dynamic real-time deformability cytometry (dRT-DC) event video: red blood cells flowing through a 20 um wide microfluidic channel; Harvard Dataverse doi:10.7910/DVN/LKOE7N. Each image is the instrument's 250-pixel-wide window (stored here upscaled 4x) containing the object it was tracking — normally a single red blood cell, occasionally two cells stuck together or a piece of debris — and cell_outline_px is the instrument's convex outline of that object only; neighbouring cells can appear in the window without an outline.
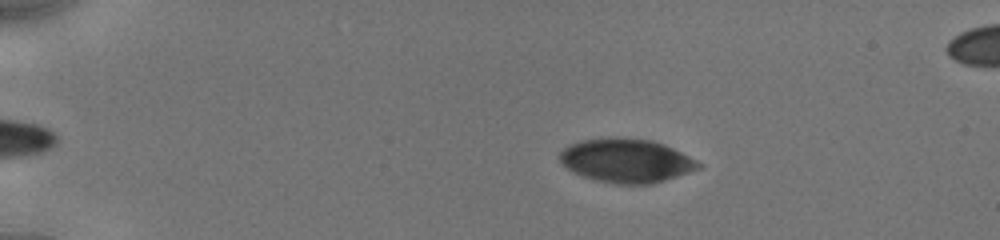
{"species": "human", "species_latin": "Homo sapiens", "temperature_condition": "cold", "stored_images_in_passage": 52, "camera_frame_rate_fps": 3000, "um_per_image_px": 0.085, "donor": {"sex": "male"}, "frame": {"image": 1, "passage_image": 8, "time_ms": 2.0, "image_size_px": [1000, 240], "cell_outline_px": [[704, 164], [700, 168], [664, 180], [648, 184], [616, 184], [596, 180], [572, 172], [560, 160], [560, 152], [568, 144], [580, 140], [652, 140], [664, 144]], "centroid_in_image_um": [53.24, 13.69], "position_along_channel_um": 31.8, "area_um2": 34.33}}
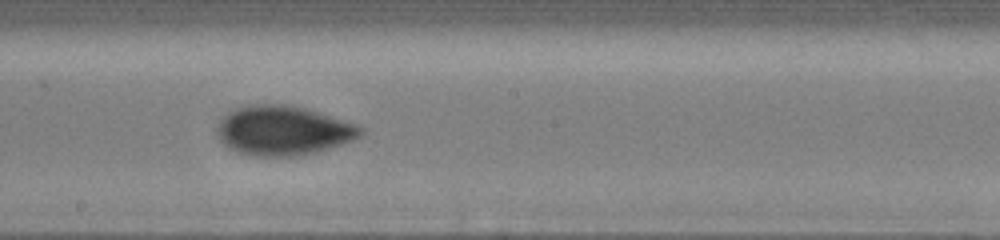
{"frame": {"image": 2, "passage_image": 28, "time_ms": 9.0, "image_size_px": [1000, 240], "cell_outline_px": [[364, 132], [360, 136], [352, 140], [316, 152], [292, 156], [256, 156], [236, 152], [228, 148], [216, 136], [216, 128], [220, 120], [228, 112], [236, 108], [256, 104], [284, 104], [304, 108], [356, 124], [364, 128]], "centroid_in_image_um": [24.02, 11.1], "position_along_channel_um": 224.2, "area_um2": 41.15}}
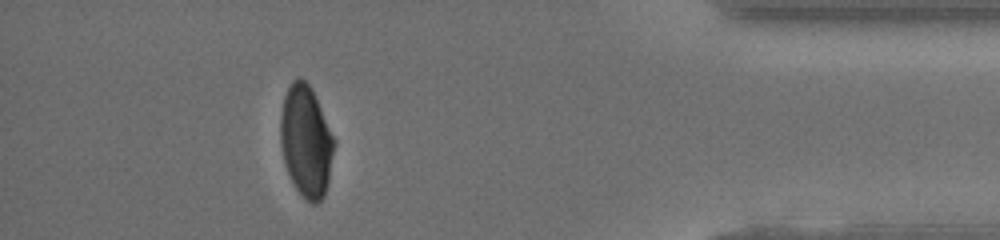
{"frame": {"image": 3, "passage_image": 46, "time_ms": 14.667, "image_size_px": [1000, 240], "cell_outline_px": [[336, 144], [328, 184], [324, 196], [316, 204], [312, 204], [296, 188], [284, 164], [280, 144], [280, 116], [284, 96], [292, 80], [300, 76], [312, 88], [336, 140]], "centroid_in_image_um": [26.03, 11.98], "position_along_channel_um": 409.2, "area_um2": 35.26}, "authors_computed_cell_mechanics": {"area_um2": 37.6567, "velocity_mm_per_s": 3.9275, "shape_relaxation_time_tau1_ms": 3.1602, "shape_relaxation_time_tau2_ms": 1.5406, "deformation_change_tau1": 0.1106, "deformation_change_tau2": 0.052}}